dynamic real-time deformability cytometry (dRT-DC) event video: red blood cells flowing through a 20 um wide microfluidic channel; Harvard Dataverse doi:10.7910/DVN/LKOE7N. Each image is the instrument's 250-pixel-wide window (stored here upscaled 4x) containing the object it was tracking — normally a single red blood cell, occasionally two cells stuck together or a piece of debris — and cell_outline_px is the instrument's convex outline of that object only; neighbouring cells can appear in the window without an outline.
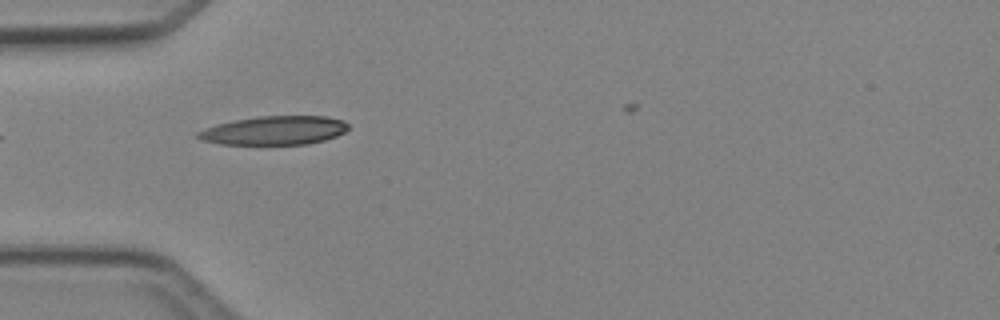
{"species": "Egyptian fruit bat (a non-hibernating species)", "species_latin": "Rousettus aegyptiacus", "temperature_condition": "cold", "stored_images_in_passage": 3, "camera_frame_rate_fps": 3000, "um_per_image_px": 0.085, "animal": {"sex": "female"}, "frame": {"image": 1, "passage_image": 1, "time_ms": 0.0, "image_size_px": [1000, 320], "cell_outline_px": [[348, 128], [344, 132], [336, 136], [324, 140], [308, 144], [220, 144], [200, 140], [196, 136], [196, 132], [204, 128], [216, 124], [236, 120], [260, 116], [324, 116], [344, 120], [348, 124]], "centroid_in_image_um": [23.3, 11.09], "position_along_channel_um": 61.7, "area_um2": 25.2}}
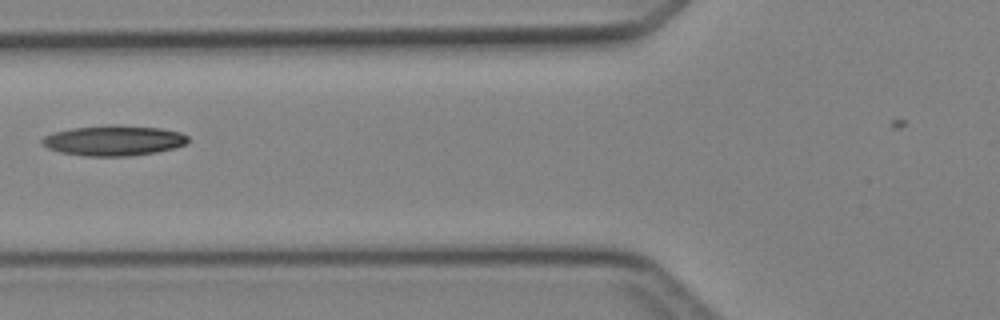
{"frame": {"image": 2, "passage_image": 2, "time_ms": 1.333, "image_size_px": [1000, 320], "cell_outline_px": [[188, 144], [176, 148], [156, 152], [132, 156], [84, 156], [60, 152], [48, 148], [40, 144], [40, 140], [44, 136], [52, 132], [72, 128], [112, 124], [116, 124], [160, 128], [180, 132], [188, 136]], "centroid_in_image_um": [9.66, 11.94], "position_along_channel_um": 116.1, "area_um2": 26.18}}
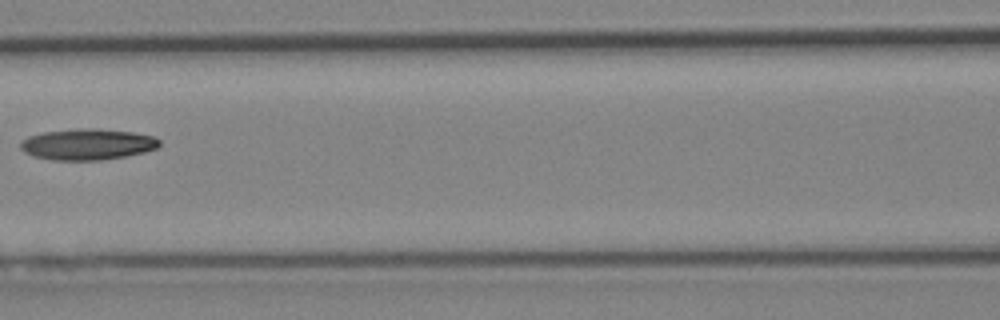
{"frame": {"image": 3, "passage_image": 3, "time_ms": 2.333, "image_size_px": [1000, 320], "cell_outline_px": [[160, 144], [156, 148], [144, 152], [124, 156], [100, 160], [52, 160], [36, 156], [24, 152], [20, 148], [20, 140], [28, 136], [44, 132], [80, 128], [96, 128], [132, 132], [152, 136], [160, 140]], "centroid_in_image_um": [7.41, 12.26], "position_along_channel_um": 159.2, "area_um2": 25.09}}